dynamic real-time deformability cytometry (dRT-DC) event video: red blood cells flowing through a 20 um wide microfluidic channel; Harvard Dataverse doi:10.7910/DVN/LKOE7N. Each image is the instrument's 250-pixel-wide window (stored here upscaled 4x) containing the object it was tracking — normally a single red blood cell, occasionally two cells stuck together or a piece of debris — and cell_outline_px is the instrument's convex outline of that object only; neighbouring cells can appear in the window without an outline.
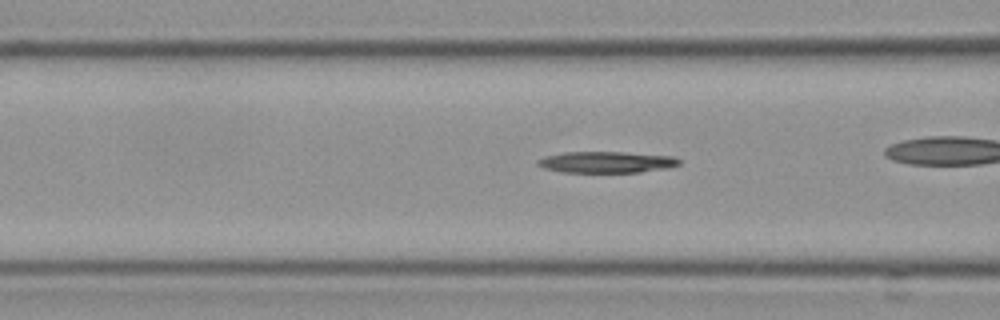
{"species": "Egyptian fruit bat (a non-hibernating species)", "species_latin": "Rousettus aegyptiacus", "temperature_condition": "cold", "stored_images_in_passage": 49, "camera_frame_rate_fps": 3000, "um_per_image_px": 0.085, "frame": {"image": 1, "passage_image": 15, "time_ms": 4.667, "image_size_px": [1000, 320], "cell_outline_px": [[680, 164], [668, 168], [640, 172], [560, 172], [544, 168], [536, 164], [536, 160], [548, 156], [564, 152], [624, 152], [672, 156], [680, 160]], "centroid_in_image_um": [51.55, 13.78], "position_along_channel_um": 115.1, "area_um2": 17.51}}
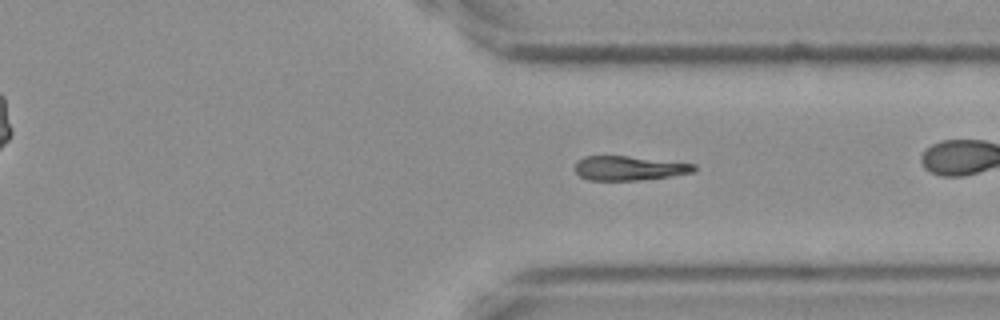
{"frame": {"image": 2, "passage_image": 35, "time_ms": 11.333, "image_size_px": [1000, 320], "cell_outline_px": [[696, 172], [640, 180], [588, 180], [580, 176], [576, 172], [576, 164], [584, 156], [628, 156], [696, 164]], "centroid_in_image_um": [53.5, 14.29], "position_along_channel_um": 357.9, "area_um2": 16.7}}
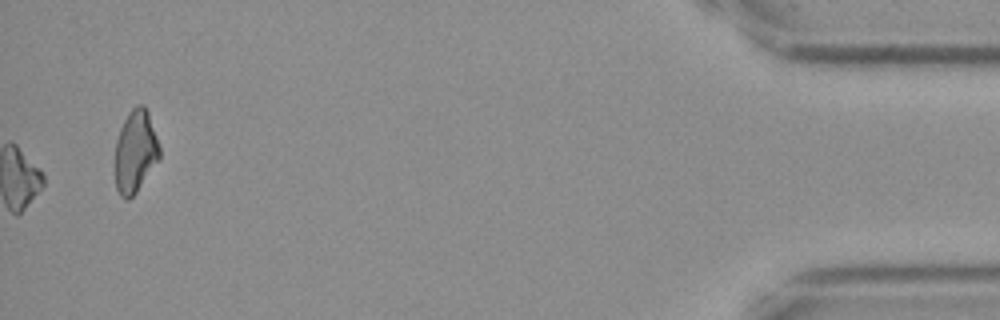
{"frame": {"image": 3, "passage_image": 49, "time_ms": 16.0, "image_size_px": [1000, 320], "cell_outline_px": [[160, 156], [136, 192], [128, 200], [120, 196], [116, 188], [116, 140], [120, 128], [128, 112], [136, 104], [144, 104], [148, 112], [160, 148]], "centroid_in_image_um": [11.5, 12.84], "position_along_channel_um": 423.7, "area_um2": 21.04}, "authors_computed_cell_mechanics": {"area_um2": 17.3978, "velocity_mm_per_s": 3.6438, "shape_relaxation_time_tau1_ms": 6.5998, "shape_relaxation_time_tau2_ms": null, "deformation_change_tau1": 0.1662, "deformation_change_tau2": null}}